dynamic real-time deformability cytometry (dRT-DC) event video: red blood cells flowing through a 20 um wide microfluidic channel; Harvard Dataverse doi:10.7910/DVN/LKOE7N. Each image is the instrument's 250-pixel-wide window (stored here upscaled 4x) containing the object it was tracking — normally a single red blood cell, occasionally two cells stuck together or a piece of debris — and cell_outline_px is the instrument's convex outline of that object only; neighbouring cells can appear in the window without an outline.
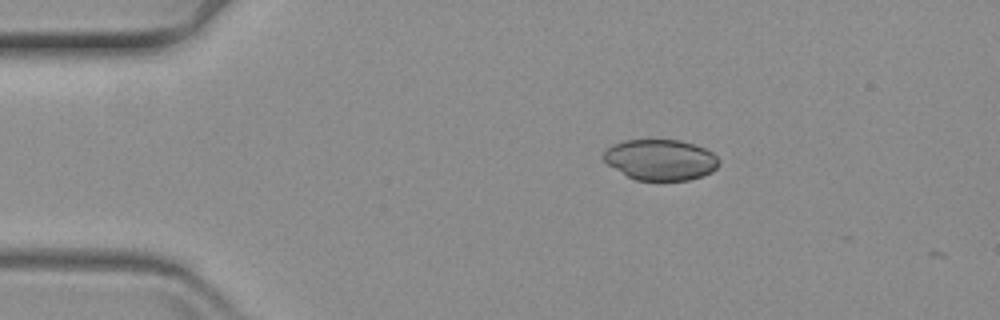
{"species": "common noctule bat (a hibernating species)", "species_latin": "Nyctalus noctula", "temperature_condition": "warm", "stored_images_in_passage": 3, "camera_frame_rate_fps": 3000, "um_per_image_px": 0.085, "animal": {"sex": "female", "body_mass_g": 19.3, "forearm_length_mm": 54.1}, "frame": {"image": 1, "passage_image": 1, "time_ms": 0.0, "image_size_px": [1000, 320], "cell_outline_px": [[720, 164], [712, 172], [704, 176], [688, 180], [636, 180], [628, 176], [608, 164], [600, 156], [612, 144], [624, 140], [680, 140], [704, 148], [712, 152], [720, 160]], "centroid_in_image_um": [56.15, 13.58], "position_along_channel_um": 28.8, "area_um2": 27.46}}